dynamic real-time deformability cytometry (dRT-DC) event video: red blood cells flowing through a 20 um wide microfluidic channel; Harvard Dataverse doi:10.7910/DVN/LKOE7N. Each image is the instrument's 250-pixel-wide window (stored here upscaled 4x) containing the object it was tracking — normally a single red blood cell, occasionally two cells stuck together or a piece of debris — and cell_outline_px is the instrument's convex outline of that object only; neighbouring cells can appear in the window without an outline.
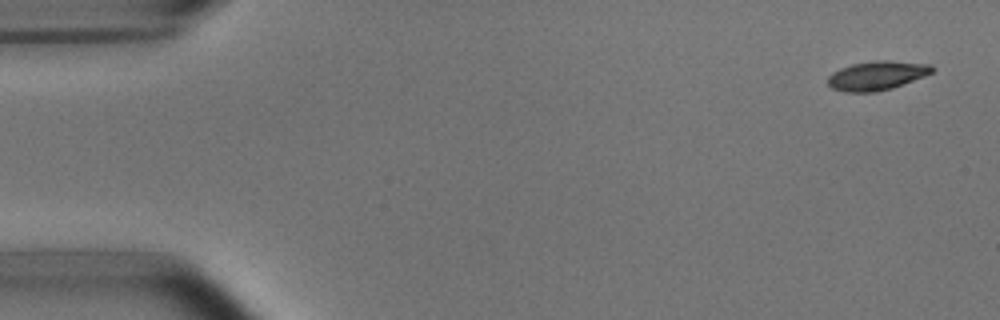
{"species": "common noctule bat (a hibernating species)", "species_latin": "Nyctalus noctula", "temperature_condition": "room temperature", "stored_images_in_passage": 9, "camera_frame_rate_fps": 3000, "um_per_image_px": 0.085, "animal": {"sex": "male", "body_mass_g": 15.6}, "frame": {"image": 1, "passage_image": 1, "time_ms": 0.0, "image_size_px": [1000, 320], "cell_outline_px": [[936, 68], [932, 72], [924, 76], [892, 88], [876, 92], [844, 92], [832, 88], [828, 84], [828, 76], [832, 72], [840, 68], [852, 64], [872, 60], [888, 60], [932, 64]], "centroid_in_image_um": [74.54, 6.41], "position_along_channel_um": 10.5, "area_um2": 17.8}}
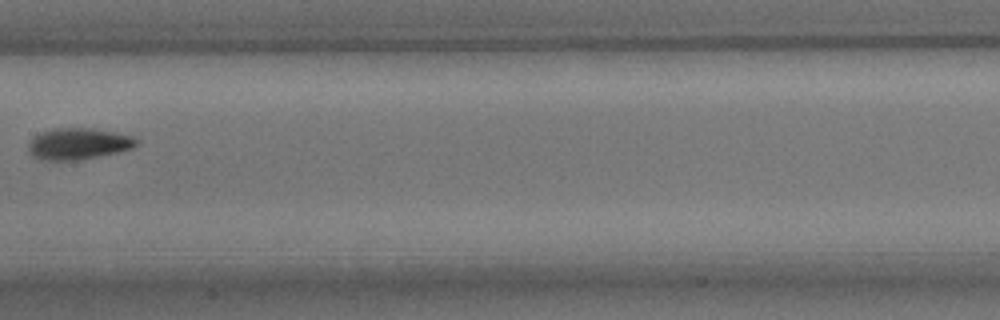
{"frame": {"image": 2, "passage_image": 8, "time_ms": 8.333, "image_size_px": [1000, 320], "cell_outline_px": [[140, 144], [132, 148], [116, 152], [76, 160], [48, 160], [32, 156], [28, 148], [28, 144], [40, 132], [56, 128], [92, 128], [116, 132], [132, 136], [140, 140]], "centroid_in_image_um": [6.7, 12.2], "position_along_channel_um": 200.7, "area_um2": 19.59}}
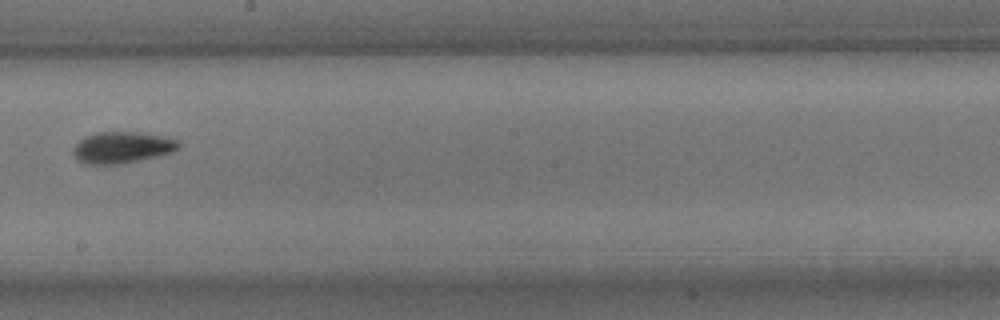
{"frame": {"image": 3, "passage_image": 9, "time_ms": 9.333, "image_size_px": [1000, 320], "cell_outline_px": [[180, 148], [172, 152], [124, 164], [84, 164], [76, 160], [72, 152], [72, 148], [84, 136], [96, 132], [140, 132], [168, 136], [176, 140], [180, 144]], "centroid_in_image_um": [10.36, 12.53], "position_along_channel_um": 237.8, "area_um2": 19.65}}